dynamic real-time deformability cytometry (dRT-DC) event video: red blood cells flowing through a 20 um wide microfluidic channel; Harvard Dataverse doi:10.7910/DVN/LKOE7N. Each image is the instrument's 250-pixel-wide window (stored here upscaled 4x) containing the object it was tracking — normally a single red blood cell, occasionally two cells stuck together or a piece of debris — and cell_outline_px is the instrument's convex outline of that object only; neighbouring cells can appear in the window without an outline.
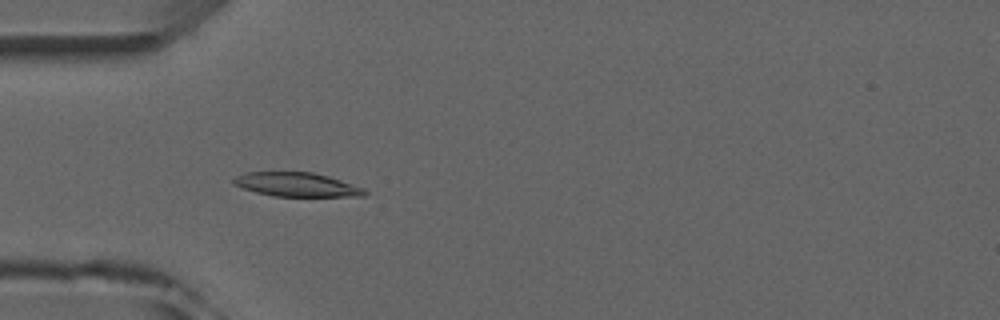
{"species": "common noctule bat (a hibernating species)", "species_latin": "Nyctalus noctula", "temperature_condition": "room temperature", "stored_images_in_passage": 5, "camera_frame_rate_fps": 3000, "um_per_image_px": 0.085, "animal": {"sex": "male", "forearm_length_mm": 52.5}, "frame": {"image": 1, "passage_image": 4, "time_ms": 4.333, "image_size_px": [1000, 320], "cell_outline_px": [[368, 192], [364, 196], [272, 196], [256, 192], [232, 184], [232, 180], [236, 176], [248, 172], [312, 172], [328, 176], [364, 188]], "centroid_in_image_um": [25.21, 15.69], "position_along_channel_um": 59.8, "area_um2": 18.21}}
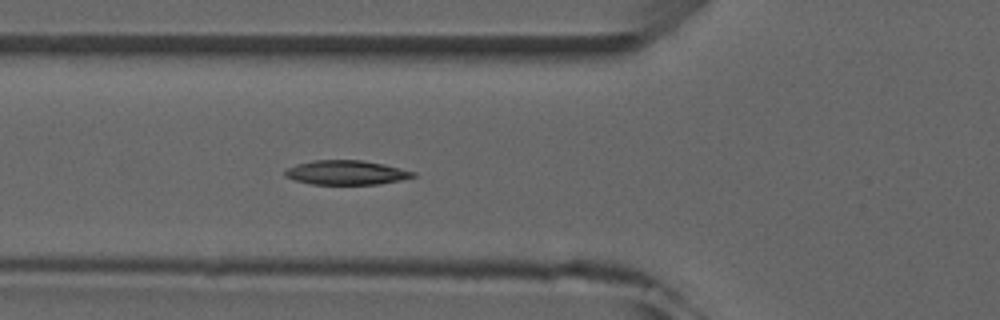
{"frame": {"image": 2, "passage_image": 5, "time_ms": 5.333, "image_size_px": [1000, 320], "cell_outline_px": [[416, 176], [400, 180], [380, 184], [308, 184], [284, 176], [284, 172], [288, 168], [296, 164], [312, 160], [360, 160], [384, 164], [416, 172]], "centroid_in_image_um": [29.42, 14.67], "position_along_channel_um": 96.4, "area_um2": 18.15}}